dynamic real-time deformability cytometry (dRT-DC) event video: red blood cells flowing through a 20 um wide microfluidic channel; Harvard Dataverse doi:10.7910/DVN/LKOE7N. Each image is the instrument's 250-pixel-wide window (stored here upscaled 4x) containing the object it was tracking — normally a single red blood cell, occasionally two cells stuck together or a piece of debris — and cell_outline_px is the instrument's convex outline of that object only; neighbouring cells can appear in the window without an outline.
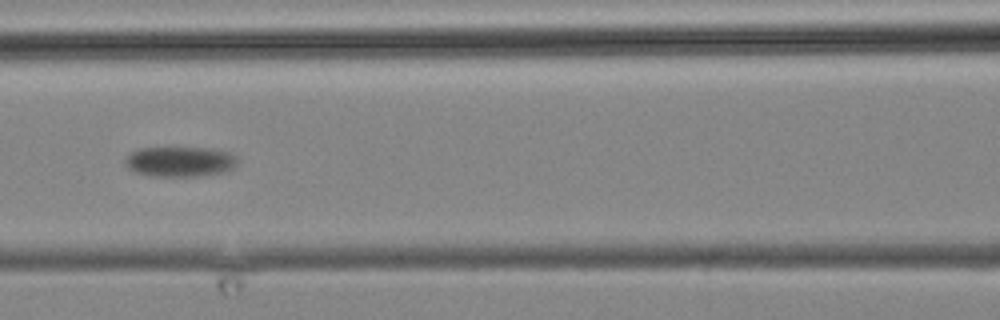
{"species": "common noctule bat (a hibernating species)", "species_latin": "Nyctalus noctula", "temperature_condition": "cold", "stored_images_in_passage": 11, "camera_frame_rate_fps": 3000, "um_per_image_px": 0.085, "animal": {"sex": "male", "body_mass_g": 19.2, "forearm_length_mm": 51.8}, "frame": {"image": 1, "passage_image": 10, "time_ms": 10.667, "image_size_px": [1000, 320], "cell_outline_px": [[236, 164], [232, 168], [224, 172], [196, 176], [148, 176], [136, 172], [128, 168], [124, 164], [124, 160], [132, 152], [140, 148], [212, 148], [228, 152], [236, 156]], "centroid_in_image_um": [15.28, 13.74], "position_along_channel_um": 151.3, "area_um2": 19.65}}